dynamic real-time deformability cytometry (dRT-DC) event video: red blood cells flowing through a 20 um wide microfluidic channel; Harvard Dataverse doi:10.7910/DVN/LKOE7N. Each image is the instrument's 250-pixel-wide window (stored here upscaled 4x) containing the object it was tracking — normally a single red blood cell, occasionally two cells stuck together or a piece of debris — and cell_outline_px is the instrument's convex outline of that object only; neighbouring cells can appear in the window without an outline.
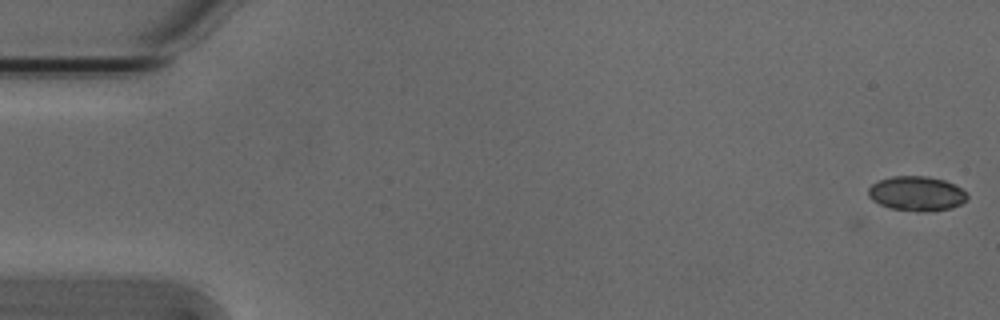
{"species": "Egyptian fruit bat (a non-hibernating species)", "species_latin": "Rousettus aegyptiacus", "temperature_condition": "cold", "stored_images_in_passage": 6, "camera_frame_rate_fps": 3000, "um_per_image_px": 0.085, "animal": {"sex": "male"}, "frame": {"image": 1, "passage_image": 1, "time_ms": 0.0, "image_size_px": [1000, 320], "cell_outline_px": [[968, 196], [960, 204], [952, 208], [920, 212], [916, 212], [892, 208], [880, 204], [872, 200], [868, 196], [868, 188], [872, 184], [880, 180], [892, 176], [928, 176], [944, 180], [960, 188]], "centroid_in_image_um": [77.88, 16.45], "position_along_channel_um": 7.1, "area_um2": 19.77}}
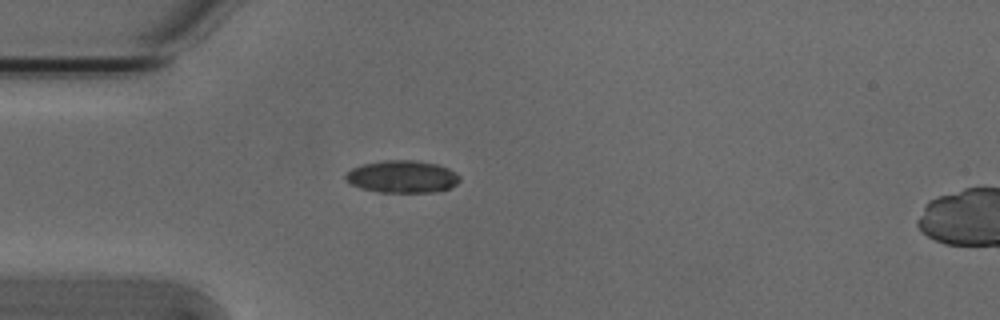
{"frame": {"image": 2, "passage_image": 5, "time_ms": 1.333, "image_size_px": [1000, 320], "cell_outline_px": [[460, 180], [456, 184], [448, 188], [436, 192], [380, 192], [360, 188], [344, 180], [344, 176], [352, 168], [364, 164], [384, 160], [412, 160], [436, 164], [448, 168], [456, 172], [460, 176]], "centroid_in_image_um": [34.19, 15.02], "position_along_channel_um": 50.8, "area_um2": 21.44}}